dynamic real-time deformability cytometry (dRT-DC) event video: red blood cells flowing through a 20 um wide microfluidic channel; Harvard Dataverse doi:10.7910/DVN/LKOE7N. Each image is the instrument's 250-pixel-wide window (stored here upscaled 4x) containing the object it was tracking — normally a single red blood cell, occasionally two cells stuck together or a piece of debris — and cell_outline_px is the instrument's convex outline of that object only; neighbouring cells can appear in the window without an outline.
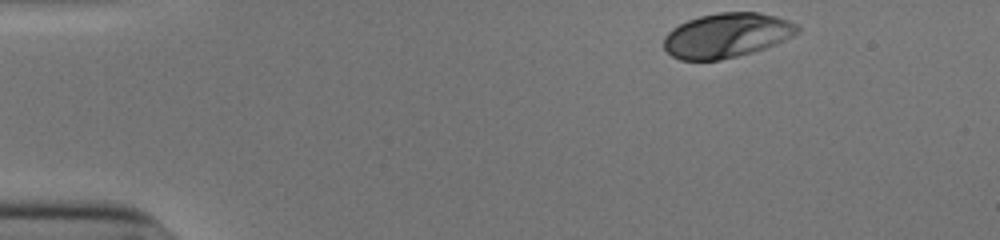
{"species": "human", "species_latin": "Homo sapiens", "temperature_condition": "cold", "stored_images_in_passage": 37, "camera_frame_rate_fps": 3000, "um_per_image_px": 0.085, "donor": {"sex": "male"}, "frame": {"image": 1, "passage_image": 1, "time_ms": 0.0, "image_size_px": [1000, 240], "cell_outline_px": [[800, 32], [792, 36], [764, 48], [752, 52], [720, 60], [680, 60], [672, 56], [664, 48], [664, 36], [672, 28], [688, 20], [700, 16], [720, 12], [756, 12], [776, 16], [788, 20], [796, 24], [800, 28]], "centroid_in_image_um": [61.76, 3.0], "position_along_channel_um": 23.2, "area_um2": 34.51}}
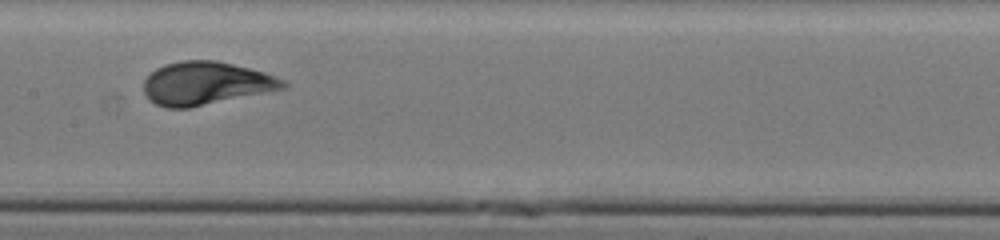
{"frame": {"image": 2, "passage_image": 21, "time_ms": 6.667, "image_size_px": [1000, 240], "cell_outline_px": [[288, 88], [188, 108], [164, 108], [148, 100], [144, 92], [144, 80], [156, 68], [164, 64], [180, 60], [216, 60], [264, 72], [276, 76], [284, 80], [288, 84]], "centroid_in_image_um": [17.49, 7.09], "position_along_channel_um": 189.9, "area_um2": 35.14}}
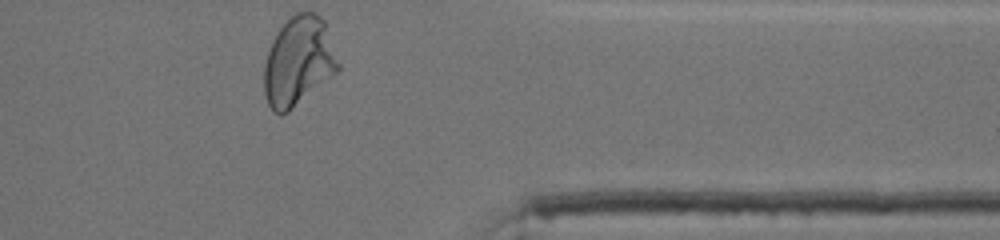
{"frame": {"image": 3, "passage_image": 37, "time_ms": 12.0, "image_size_px": [1000, 240], "cell_outline_px": [[340, 68], [336, 72], [288, 112], [280, 116], [272, 112], [268, 104], [264, 92], [264, 64], [272, 40], [276, 32], [296, 12], [312, 12], [320, 16], [324, 20], [340, 64]], "centroid_in_image_um": [25.35, 5.23], "position_along_channel_um": 386.1, "area_um2": 38.26}, "authors_computed_cell_mechanics": {"area_um2": 34.68, "velocity_mm_per_s": 3.8903, "shape_relaxation_time_tau1_ms": 2.4985, "shape_relaxation_time_tau2_ms": null, "deformation_change_tau1": 0.143, "deformation_change_tau2": null}}